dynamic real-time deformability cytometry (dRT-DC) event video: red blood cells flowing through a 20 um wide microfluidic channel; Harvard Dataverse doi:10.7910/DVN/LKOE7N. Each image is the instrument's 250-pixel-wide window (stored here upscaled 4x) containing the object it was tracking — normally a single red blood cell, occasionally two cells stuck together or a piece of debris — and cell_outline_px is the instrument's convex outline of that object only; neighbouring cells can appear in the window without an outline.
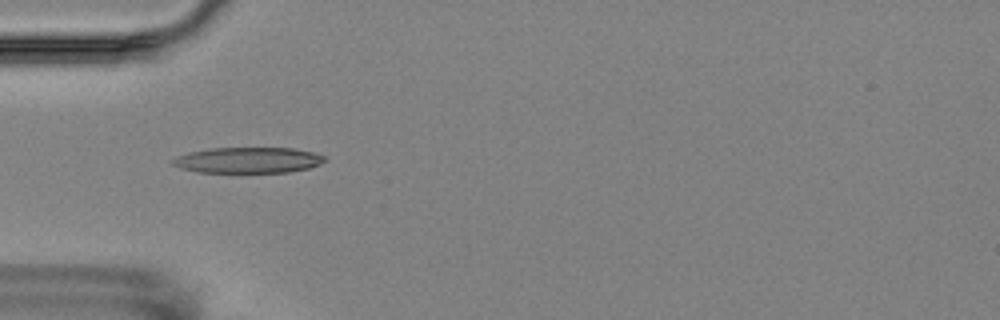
{"species": "Egyptian fruit bat (a non-hibernating species)", "species_latin": "Rousettus aegyptiacus", "temperature_condition": "room temperature", "stored_images_in_passage": 5, "camera_frame_rate_fps": 3000, "um_per_image_px": 0.085, "animal": {"sex": "female"}, "frame": {"image": 1, "passage_image": 4, "time_ms": 4.333, "image_size_px": [1000, 320], "cell_outline_px": [[324, 160], [320, 164], [308, 168], [288, 172], [196, 172], [180, 168], [172, 164], [168, 160], [176, 156], [188, 152], [212, 148], [292, 148], [316, 152], [324, 156]], "centroid_in_image_um": [21.03, 13.61], "position_along_channel_um": 64.0, "area_um2": 22.95}}
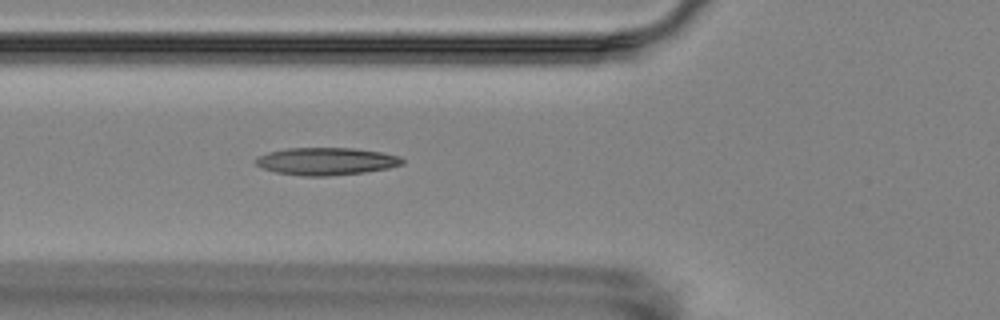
{"frame": {"image": 2, "passage_image": 5, "time_ms": 5.333, "image_size_px": [1000, 320], "cell_outline_px": [[404, 164], [388, 168], [364, 172], [328, 176], [300, 176], [276, 172], [264, 168], [256, 164], [256, 156], [268, 152], [288, 148], [352, 148], [380, 152], [400, 156], [404, 160]], "centroid_in_image_um": [27.73, 13.71], "position_along_channel_um": 98.1, "area_um2": 23.41}}